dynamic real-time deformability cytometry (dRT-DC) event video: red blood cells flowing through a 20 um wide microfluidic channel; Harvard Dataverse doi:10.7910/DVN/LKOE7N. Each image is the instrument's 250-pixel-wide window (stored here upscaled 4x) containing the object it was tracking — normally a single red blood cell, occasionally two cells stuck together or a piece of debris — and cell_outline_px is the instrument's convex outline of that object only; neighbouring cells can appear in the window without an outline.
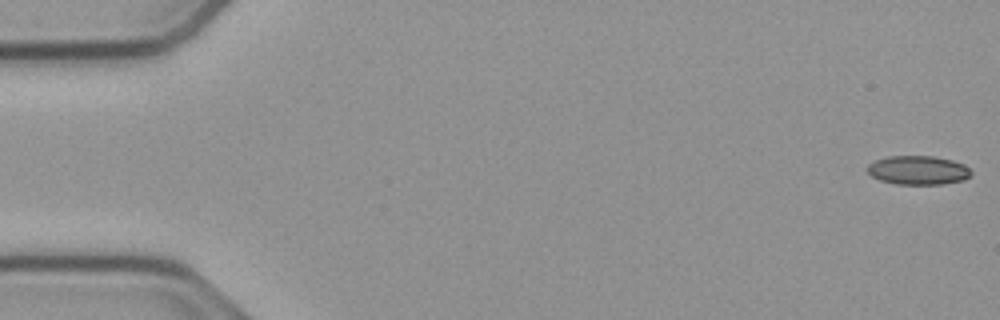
{"species": "common noctule bat (a hibernating species)", "species_latin": "Nyctalus noctula", "temperature_condition": "cold", "stored_images_in_passage": 55, "camera_frame_rate_fps": 3000, "um_per_image_px": 0.085, "animal": {"sex": "male", "body_mass_g": 23.1, "forearm_length_mm": 52.7}, "frame": {"image": 1, "passage_image": 1, "time_ms": 0.0, "image_size_px": [1000, 320], "cell_outline_px": [[972, 176], [964, 180], [940, 184], [896, 184], [880, 180], [872, 176], [868, 172], [868, 164], [876, 160], [888, 156], [932, 156], [952, 160], [964, 164], [972, 172]], "centroid_in_image_um": [78.06, 14.47], "position_along_channel_um": 6.9, "area_um2": 17.46}}
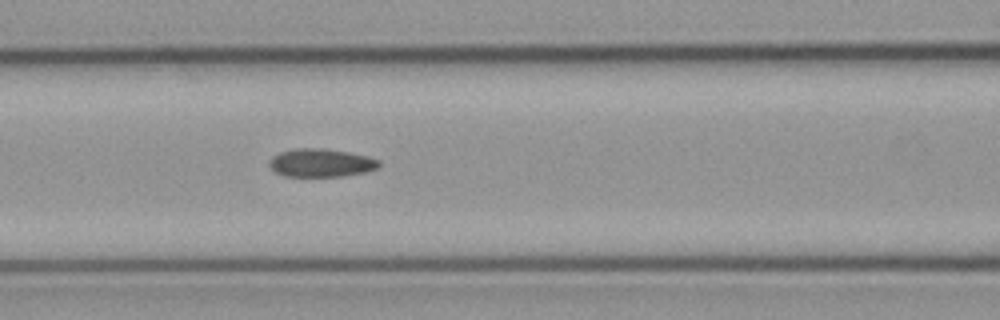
{"frame": {"image": 2, "passage_image": 23, "time_ms": 7.333, "image_size_px": [1000, 320], "cell_outline_px": [[380, 164], [376, 168], [364, 172], [344, 176], [284, 176], [276, 172], [268, 164], [272, 156], [280, 152], [296, 148], [320, 148], [348, 152], [368, 156], [380, 160]], "centroid_in_image_um": [27.28, 13.84], "position_along_channel_um": 139.3, "area_um2": 17.92}}
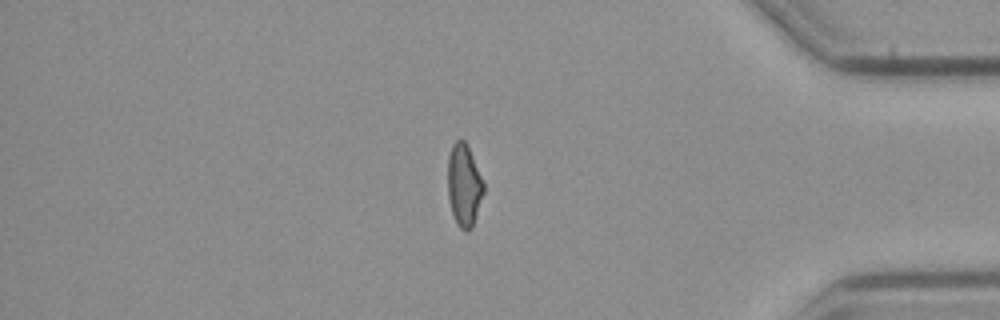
{"frame": {"image": 3, "passage_image": 46, "time_ms": 15.0, "image_size_px": [1000, 320], "cell_outline_px": [[484, 192], [472, 228], [468, 232], [464, 232], [456, 224], [452, 212], [448, 196], [448, 156], [452, 144], [456, 140], [464, 140], [468, 148], [484, 184]], "centroid_in_image_um": [39.43, 15.79], "position_along_channel_um": 395.8, "area_um2": 17.05}, "authors_computed_cell_mechanics": {"area_um2": 17.918, "velocity_mm_per_s": 3.7767, "shape_relaxation_time_tau1_ms": null, "shape_relaxation_time_tau2_ms": 3.391, "deformation_change_tau1": null, "deformation_change_tau2": 0.1066}}